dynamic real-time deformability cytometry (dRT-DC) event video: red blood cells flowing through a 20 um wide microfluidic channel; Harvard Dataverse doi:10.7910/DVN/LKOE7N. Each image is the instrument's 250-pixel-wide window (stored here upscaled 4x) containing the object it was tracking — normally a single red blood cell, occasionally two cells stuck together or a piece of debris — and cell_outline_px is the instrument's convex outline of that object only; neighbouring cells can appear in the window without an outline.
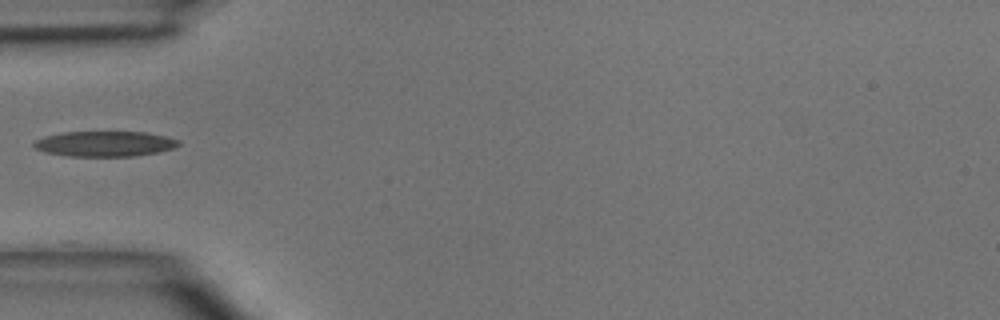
{"species": "common noctule bat (a hibernating species)", "species_latin": "Nyctalus noctula", "temperature_condition": "room temperature", "stored_images_in_passage": 2, "camera_frame_rate_fps": 3000, "um_per_image_px": 0.085, "animal": {"sex": "male", "body_mass_g": 15.6}, "frame": {"image": 1, "passage_image": 1, "time_ms": 0.0, "image_size_px": [1000, 320], "cell_outline_px": [[180, 144], [176, 148], [156, 152], [132, 156], [68, 156], [44, 152], [36, 148], [32, 144], [36, 140], [44, 136], [64, 132], [148, 132], [180, 140]], "centroid_in_image_um": [8.91, 12.22], "position_along_channel_um": 76.1, "area_um2": 21.33}}